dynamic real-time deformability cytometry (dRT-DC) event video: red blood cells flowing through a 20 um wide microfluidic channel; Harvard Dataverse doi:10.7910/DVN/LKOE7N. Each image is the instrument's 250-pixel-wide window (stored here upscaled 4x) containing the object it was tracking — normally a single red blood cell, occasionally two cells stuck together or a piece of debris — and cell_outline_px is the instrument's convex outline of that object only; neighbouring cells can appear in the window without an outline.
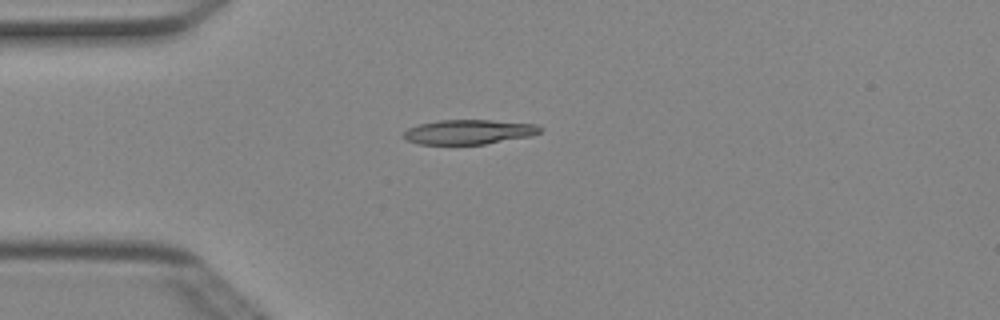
{"species": "Egyptian fruit bat (a non-hibernating species)", "species_latin": "Rousettus aegyptiacus", "temperature_condition": "cold", "stored_images_in_passage": 3, "camera_frame_rate_fps": 3000, "um_per_image_px": 0.085, "animal": {"sex": "female"}, "frame": {"image": 1, "passage_image": 3, "time_ms": 0.667, "image_size_px": [1000, 320], "cell_outline_px": [[544, 128], [540, 132], [532, 136], [484, 144], [420, 144], [408, 140], [400, 136], [408, 128], [420, 124], [440, 120], [492, 120], [536, 124]], "centroid_in_image_um": [39.88, 11.21], "position_along_channel_um": 45.1, "area_um2": 19.59}}